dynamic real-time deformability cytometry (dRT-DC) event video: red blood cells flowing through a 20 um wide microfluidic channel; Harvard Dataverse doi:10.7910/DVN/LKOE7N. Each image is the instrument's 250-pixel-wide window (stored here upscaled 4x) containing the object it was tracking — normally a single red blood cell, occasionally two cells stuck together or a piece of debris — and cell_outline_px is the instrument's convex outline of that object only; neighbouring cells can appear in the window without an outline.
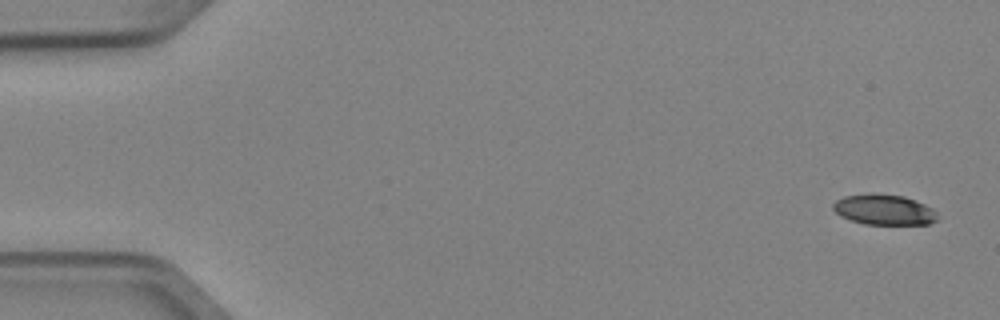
{"species": "Egyptian fruit bat (a non-hibernating species)", "species_latin": "Rousettus aegyptiacus", "temperature_condition": "cold", "stored_images_in_passage": 5, "camera_frame_rate_fps": 3000, "um_per_image_px": 0.085, "animal": {"sex": "female"}, "frame": {"image": 1, "passage_image": 1, "time_ms": 0.0, "image_size_px": [1000, 320], "cell_outline_px": [[936, 220], [928, 224], [864, 224], [840, 216], [832, 208], [832, 204], [836, 200], [844, 196], [904, 196], [924, 204], [932, 208], [936, 212]], "centroid_in_image_um": [75.15, 17.87], "position_along_channel_um": 9.9, "area_um2": 17.69}}
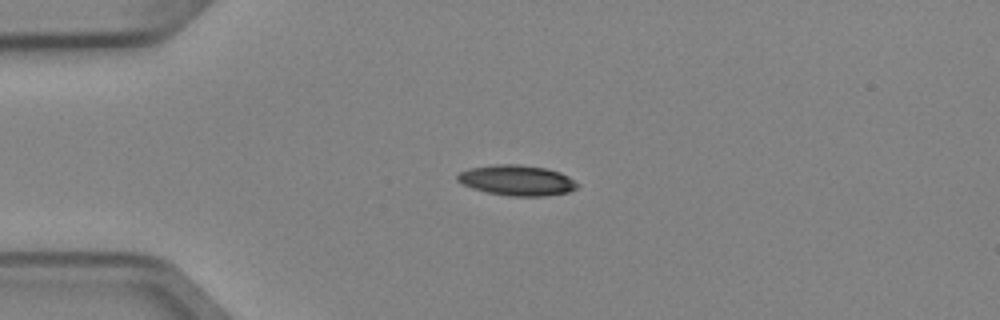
{"frame": {"image": 2, "passage_image": 4, "time_ms": 1.0, "image_size_px": [1000, 320], "cell_outline_px": [[580, 184], [576, 188], [568, 192], [544, 196], [512, 196], [488, 192], [472, 188], [456, 180], [456, 176], [460, 172], [468, 168], [496, 164], [520, 164], [548, 168], [560, 172], [568, 176]], "centroid_in_image_um": [43.95, 15.31], "position_along_channel_um": 41.0, "area_um2": 21.33}}